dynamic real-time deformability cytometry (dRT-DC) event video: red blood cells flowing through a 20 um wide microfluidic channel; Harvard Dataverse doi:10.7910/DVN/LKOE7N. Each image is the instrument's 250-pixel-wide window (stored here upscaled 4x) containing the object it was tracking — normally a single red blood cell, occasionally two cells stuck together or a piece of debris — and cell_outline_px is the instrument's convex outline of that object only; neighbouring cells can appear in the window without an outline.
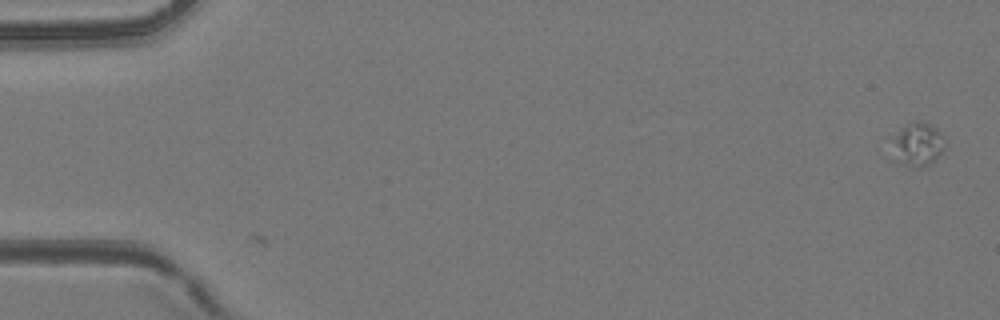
{"species": "common noctule bat (a hibernating species)", "species_latin": "Nyctalus noctula", "temperature_condition": "room temperature", "stored_images_in_passage": 3, "camera_frame_rate_fps": 3000, "um_per_image_px": 0.085, "animal": {"sex": "female", "body_mass_g": 24.6, "forearm_length_mm": 56.2}, "frame": {"image": 1, "passage_image": 3, "time_ms": 0.667, "image_size_px": [1000, 320], "cell_outline_px": [[944, 148], [936, 160], [920, 168], [916, 168], [904, 164], [896, 160], [892, 140], [908, 124], [916, 120], [920, 120], [932, 124], [940, 132]], "centroid_in_image_um": [78.03, 12.28], "position_along_channel_um": 7.0, "area_um2": 13.01}}